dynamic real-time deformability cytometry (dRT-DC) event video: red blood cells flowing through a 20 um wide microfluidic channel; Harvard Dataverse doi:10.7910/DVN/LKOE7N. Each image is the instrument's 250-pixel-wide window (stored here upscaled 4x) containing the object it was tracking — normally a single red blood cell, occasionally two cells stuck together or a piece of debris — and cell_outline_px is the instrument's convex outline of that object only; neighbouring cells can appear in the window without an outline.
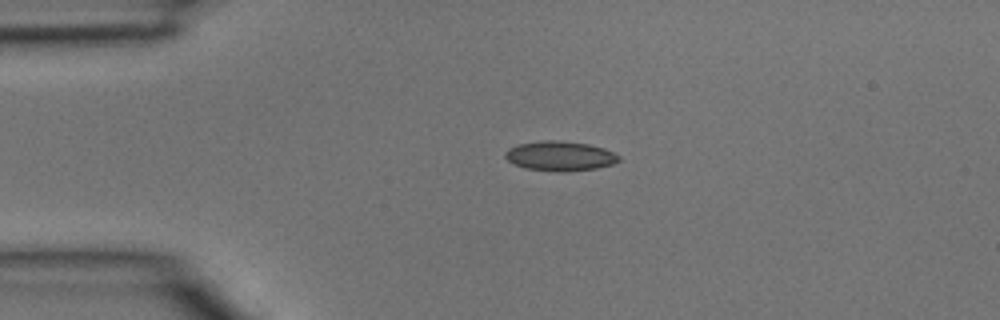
{"species": "common noctule bat (a hibernating species)", "species_latin": "Nyctalus noctula", "temperature_condition": "room temperature", "stored_images_in_passage": 36, "camera_frame_rate_fps": 3000, "um_per_image_px": 0.085, "animal": {"sex": "male", "body_mass_g": 15.6}, "frame": {"image": 1, "passage_image": 1, "time_ms": 0.0, "image_size_px": [1000, 320], "cell_outline_px": [[620, 160], [612, 164], [596, 168], [564, 172], [556, 172], [524, 168], [508, 160], [504, 156], [508, 148], [520, 144], [544, 140], [556, 140], [588, 144], [604, 148], [620, 156]], "centroid_in_image_um": [47.6, 13.27], "position_along_channel_um": 37.4, "area_um2": 19.54}}
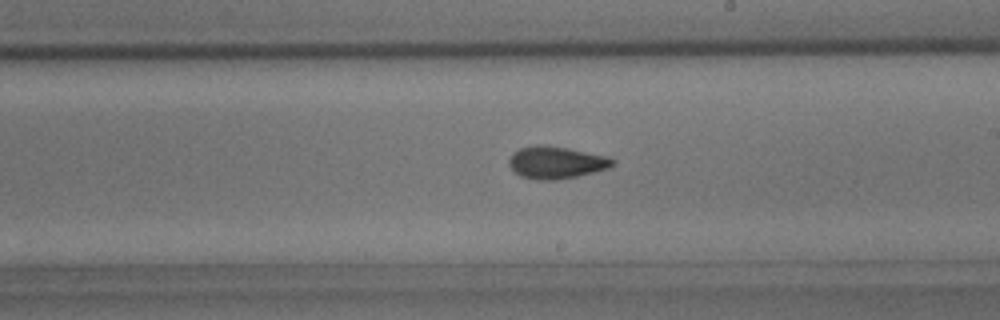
{"frame": {"image": 2, "passage_image": 17, "time_ms": 5.333, "image_size_px": [1000, 320], "cell_outline_px": [[616, 164], [608, 168], [576, 176], [556, 180], [536, 180], [520, 176], [508, 164], [508, 160], [512, 152], [520, 148], [540, 144], [544, 144], [568, 148], [608, 156], [616, 160]], "centroid_in_image_um": [47.27, 13.8], "position_along_channel_um": 241.7, "area_um2": 19.59}}
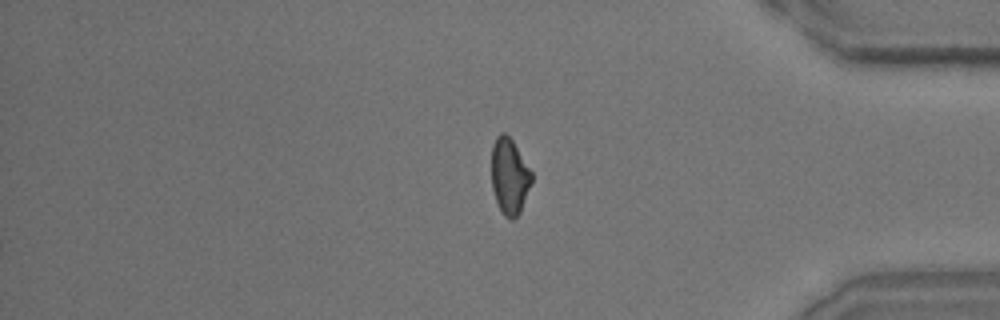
{"frame": {"image": 3, "passage_image": 29, "time_ms": 9.333, "image_size_px": [1000, 320], "cell_outline_px": [[532, 180], [520, 212], [512, 220], [504, 216], [496, 200], [492, 188], [492, 144], [496, 136], [500, 132], [504, 132], [512, 140], [532, 172]], "centroid_in_image_um": [43.29, 14.96], "position_along_channel_um": 391.9, "area_um2": 17.57}}